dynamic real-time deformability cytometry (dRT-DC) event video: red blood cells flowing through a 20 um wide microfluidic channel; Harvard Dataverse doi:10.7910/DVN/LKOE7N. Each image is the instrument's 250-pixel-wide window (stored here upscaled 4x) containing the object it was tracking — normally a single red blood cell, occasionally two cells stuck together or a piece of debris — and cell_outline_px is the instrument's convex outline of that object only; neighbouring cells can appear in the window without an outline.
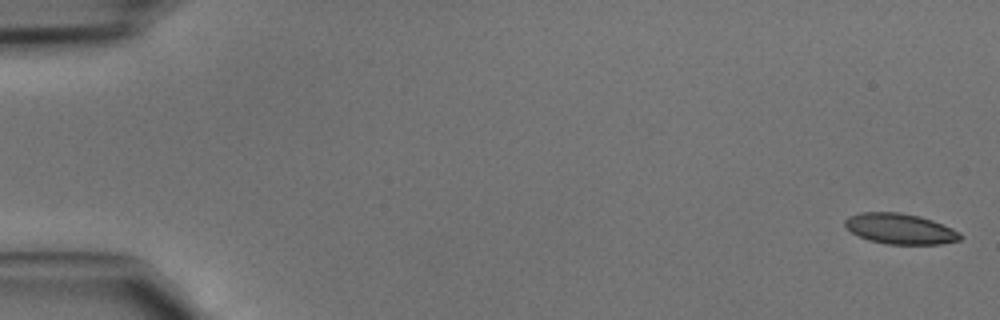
{"species": "common noctule bat (a hibernating species)", "species_latin": "Nyctalus noctula", "temperature_condition": "cold", "stored_images_in_passage": 46, "camera_frame_rate_fps": 3000, "um_per_image_px": 0.085, "animal": {"sex": "male", "body_mass_g": 15.6}, "frame": {"image": 1, "passage_image": 1, "time_ms": 0.0, "image_size_px": [1000, 320], "cell_outline_px": [[964, 236], [960, 240], [940, 244], [888, 244], [868, 240], [852, 232], [844, 224], [844, 220], [848, 216], [860, 212], [900, 212], [920, 216], [932, 220], [952, 228], [960, 232]], "centroid_in_image_um": [76.53, 19.44], "position_along_channel_um": 8.5, "area_um2": 20.58}}
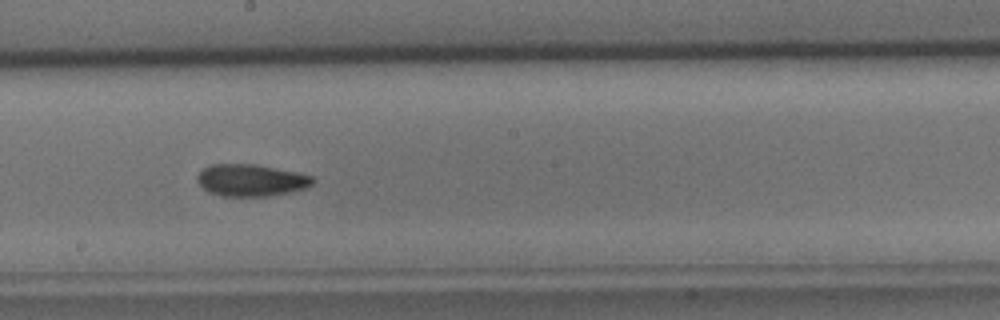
{"frame": {"image": 2, "passage_image": 26, "time_ms": 8.333, "image_size_px": [1000, 320], "cell_outline_px": [[316, 180], [308, 188], [292, 192], [268, 196], [224, 196], [208, 192], [196, 180], [196, 176], [204, 168], [212, 164], [256, 164], [300, 172], [312, 176]], "centroid_in_image_um": [21.39, 15.32], "position_along_channel_um": 226.8, "area_um2": 21.79}}
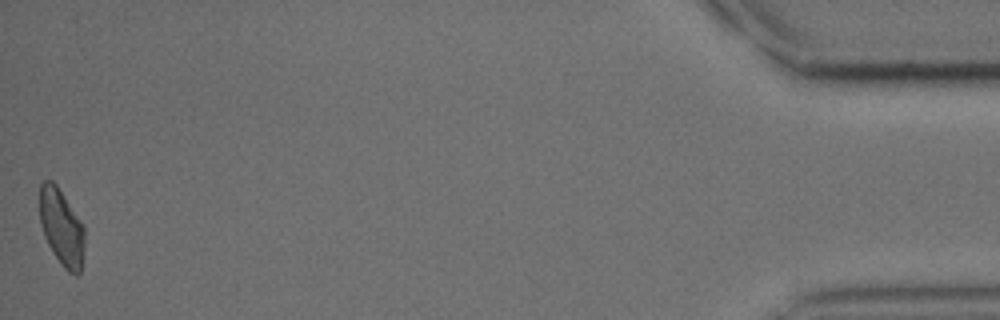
{"frame": {"image": 3, "passage_image": 46, "time_ms": 15.0, "image_size_px": [1000, 320], "cell_outline_px": [[84, 248], [80, 272], [76, 276], [68, 272], [60, 264], [52, 252], [44, 236], [40, 224], [40, 184], [44, 180], [52, 180], [56, 184], [84, 224]], "centroid_in_image_um": [5.24, 19.33], "position_along_channel_um": 430.0, "area_um2": 20.23}}